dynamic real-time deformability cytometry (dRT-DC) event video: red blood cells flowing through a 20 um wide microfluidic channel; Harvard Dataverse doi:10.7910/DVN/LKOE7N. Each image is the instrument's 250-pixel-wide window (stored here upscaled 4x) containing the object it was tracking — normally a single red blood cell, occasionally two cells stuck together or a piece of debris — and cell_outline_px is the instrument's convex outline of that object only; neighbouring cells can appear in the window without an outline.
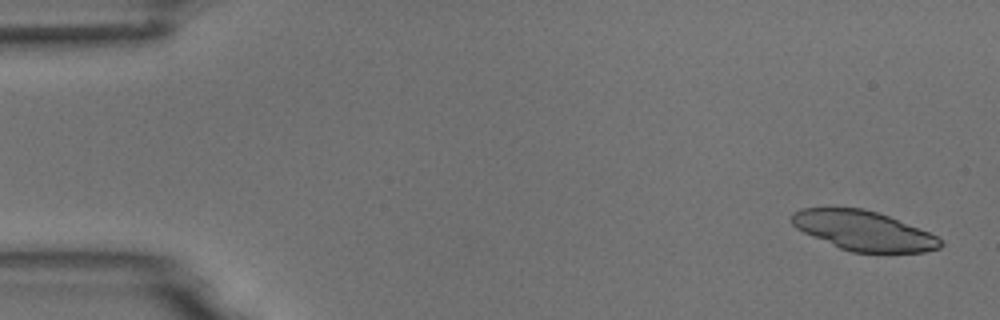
{"species": "common noctule bat (a hibernating species)", "species_latin": "Nyctalus noctula", "temperature_condition": "room temperature", "stored_images_in_passage": 2, "camera_frame_rate_fps": 3000, "um_per_image_px": 0.085, "animal": {"sex": "male", "body_mass_g": 18.8}, "frame": {"image": 1, "passage_image": 1, "time_ms": 0.0, "image_size_px": [1000, 320], "cell_outline_px": [[944, 244], [940, 248], [924, 252], [852, 252], [840, 248], [812, 236], [796, 228], [792, 224], [792, 212], [800, 208], [864, 208], [888, 216], [928, 232], [944, 240]], "centroid_in_image_um": [73.4, 19.61], "position_along_channel_um": 11.6, "area_um2": 33.99}}